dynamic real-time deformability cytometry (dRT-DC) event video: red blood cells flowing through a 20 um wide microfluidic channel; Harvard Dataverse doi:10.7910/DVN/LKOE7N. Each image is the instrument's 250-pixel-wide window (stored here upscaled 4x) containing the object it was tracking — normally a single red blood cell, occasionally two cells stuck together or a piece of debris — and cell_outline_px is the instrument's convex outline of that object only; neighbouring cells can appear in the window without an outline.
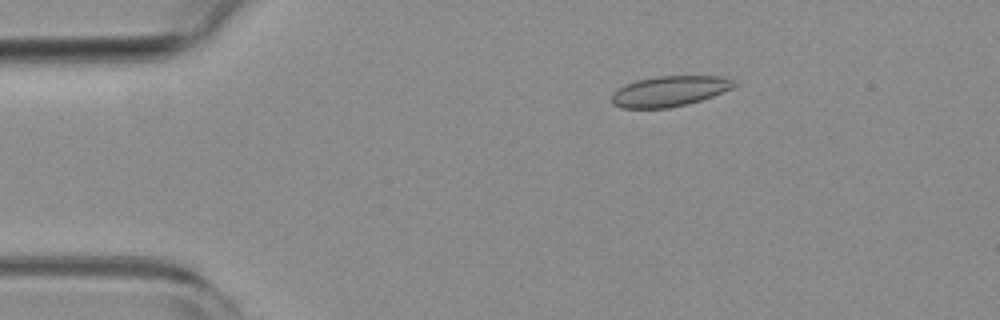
{"species": "common noctule bat (a hibernating species)", "species_latin": "Nyctalus noctula", "temperature_condition": "room temperature", "stored_images_in_passage": 46, "camera_frame_rate_fps": 3000, "um_per_image_px": 0.085, "animal": {"sex": "female", "body_mass_g": 19.3, "forearm_length_mm": 54.1}, "frame": {"image": 1, "passage_image": 2, "time_ms": 0.333, "image_size_px": [1000, 320], "cell_outline_px": [[740, 84], [732, 88], [712, 96], [688, 104], [668, 108], [620, 108], [612, 104], [612, 92], [624, 84], [636, 80], [656, 76], [720, 76], [736, 80]], "centroid_in_image_um": [56.9, 7.74], "position_along_channel_um": 28.1, "area_um2": 21.96}}
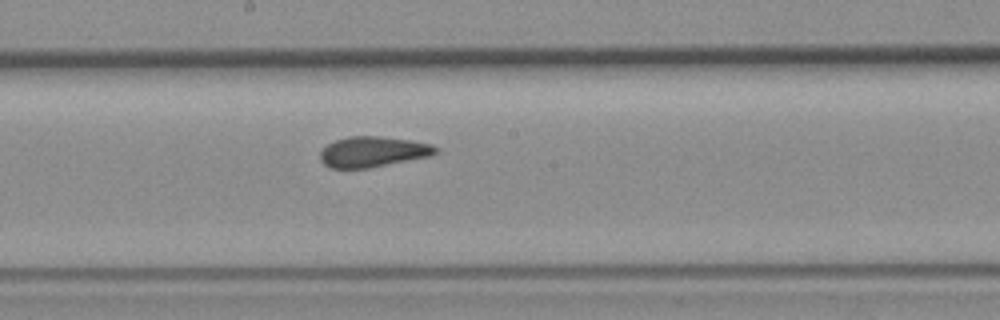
{"frame": {"image": 2, "passage_image": 21, "time_ms": 6.667, "image_size_px": [1000, 320], "cell_outline_px": [[440, 152], [432, 156], [368, 168], [332, 168], [324, 164], [320, 160], [320, 152], [328, 144], [336, 140], [348, 136], [380, 136], [412, 140], [432, 144], [440, 148]], "centroid_in_image_um": [31.76, 12.89], "position_along_channel_um": 216.4, "area_um2": 20.75}}
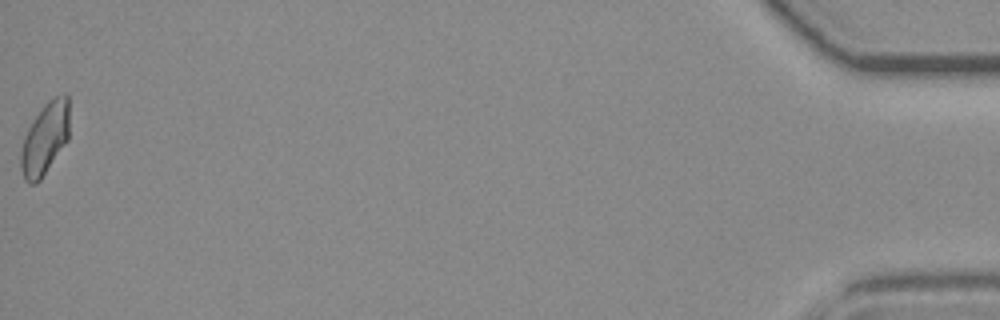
{"frame": {"image": 3, "passage_image": 46, "time_ms": 15.0, "image_size_px": [1000, 320], "cell_outline_px": [[68, 140], [40, 180], [36, 184], [28, 184], [24, 180], [20, 168], [20, 152], [24, 136], [32, 120], [44, 104], [48, 100], [64, 92], [68, 92]], "centroid_in_image_um": [3.8, 11.78], "position_along_channel_um": 431.4, "area_um2": 20.58}, "authors_computed_cell_mechanics": {"area_um2": 20.7502, "velocity_mm_per_s": 3.8605, "shape_relaxation_time_tau1_ms": 9.6285, "shape_relaxation_time_tau2_ms": 1.3183, "deformation_change_tau1": 0.1684, "deformation_change_tau2": 0.068}}